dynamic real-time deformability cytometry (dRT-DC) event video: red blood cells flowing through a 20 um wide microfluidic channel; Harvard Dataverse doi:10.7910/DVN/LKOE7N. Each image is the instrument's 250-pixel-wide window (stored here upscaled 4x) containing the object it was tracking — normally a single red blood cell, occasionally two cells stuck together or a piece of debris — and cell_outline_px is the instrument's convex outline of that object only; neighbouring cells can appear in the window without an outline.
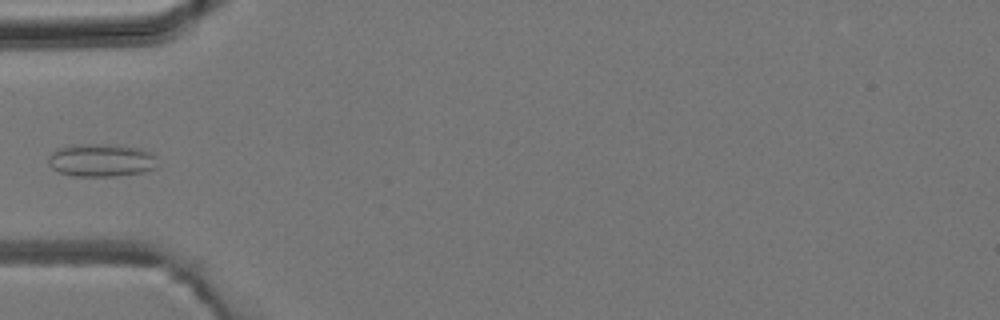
{"species": "common noctule bat (a hibernating species)", "species_latin": "Nyctalus noctula", "temperature_condition": "room temperature", "stored_images_in_passage": 5, "camera_frame_rate_fps": 3000, "um_per_image_px": 0.085, "animal": {"sex": "male", "body_mass_g": 19.2, "forearm_length_mm": 51.8}, "frame": {"image": 1, "passage_image": 4, "time_ms": 3.667, "image_size_px": [1000, 320], "cell_outline_px": [[156, 168], [144, 172], [116, 176], [72, 176], [60, 172], [52, 168], [48, 164], [48, 156], [52, 152], [60, 148], [72, 144], [104, 144], [140, 148], [152, 152], [156, 156]], "centroid_in_image_um": [8.61, 13.62], "position_along_channel_um": 76.4, "area_um2": 21.1}}